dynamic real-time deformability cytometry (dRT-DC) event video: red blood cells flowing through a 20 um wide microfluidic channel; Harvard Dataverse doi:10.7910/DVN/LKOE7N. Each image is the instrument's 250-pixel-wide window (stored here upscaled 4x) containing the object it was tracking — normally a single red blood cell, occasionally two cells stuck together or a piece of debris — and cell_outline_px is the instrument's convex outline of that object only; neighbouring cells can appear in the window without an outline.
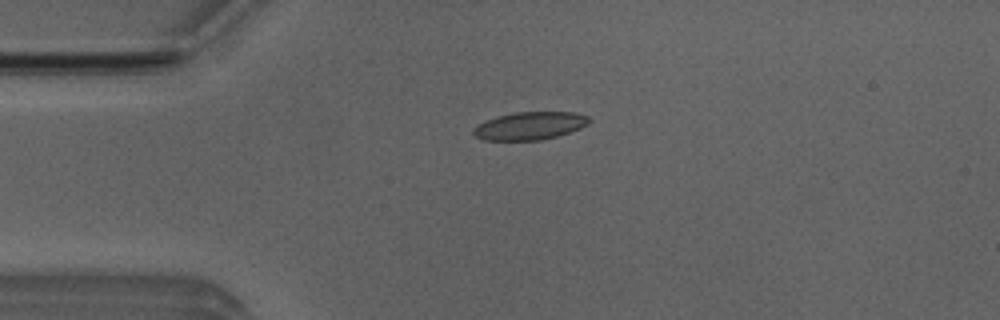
{"species": "Egyptian fruit bat (a non-hibernating species)", "species_latin": "Rousettus aegyptiacus", "temperature_condition": "room temperature", "stored_images_in_passage": 51, "camera_frame_rate_fps": 3000, "um_per_image_px": 0.085, "animal": {"sex": "male"}, "frame": {"image": 1, "passage_image": 12, "time_ms": 3.667, "image_size_px": [1000, 320], "cell_outline_px": [[592, 120], [588, 124], [580, 128], [556, 136], [540, 140], [484, 140], [476, 136], [472, 132], [476, 124], [496, 116], [516, 112], [576, 112], [588, 116]], "centroid_in_image_um": [45.03, 10.68], "position_along_channel_um": 40.0, "area_um2": 18.79}}
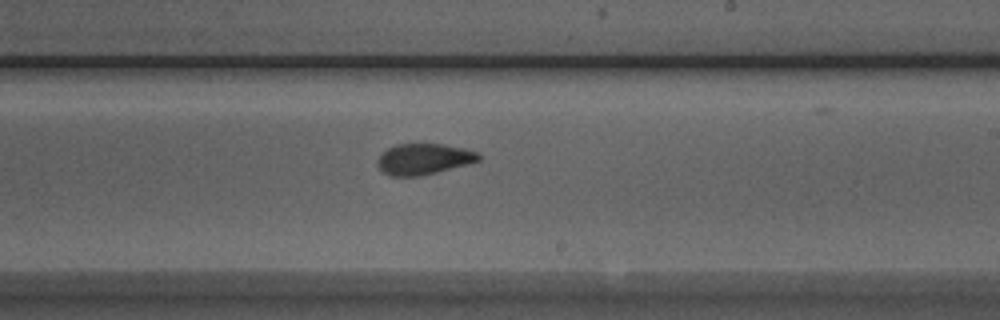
{"frame": {"image": 2, "passage_image": 30, "time_ms": 9.667, "image_size_px": [1000, 320], "cell_outline_px": [[480, 160], [468, 164], [420, 176], [388, 176], [376, 164], [376, 160], [388, 148], [396, 144], [444, 144], [464, 148], [476, 152], [480, 156]], "centroid_in_image_um": [36.0, 13.52], "position_along_channel_um": 253.0, "area_um2": 18.15}}
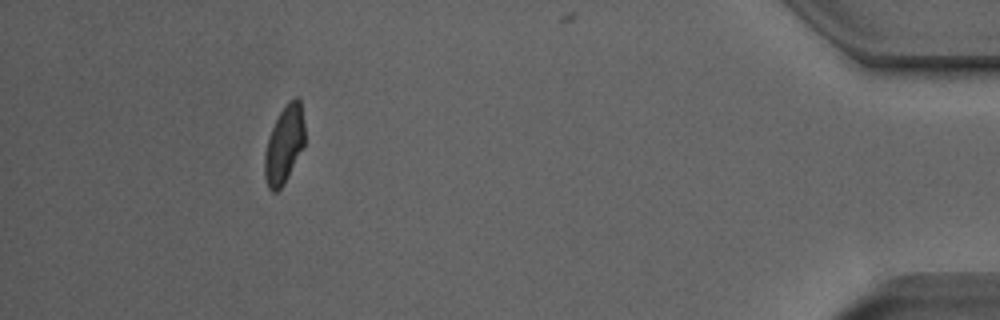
{"frame": {"image": 3, "passage_image": 47, "time_ms": 15.333, "image_size_px": [1000, 320], "cell_outline_px": [[304, 144], [284, 184], [276, 192], [272, 192], [268, 188], [264, 176], [264, 152], [272, 128], [280, 112], [288, 100], [296, 96], [300, 100], [304, 124]], "centroid_in_image_um": [24.14, 12.29], "position_along_channel_um": 411.1, "area_um2": 17.98}, "authors_computed_cell_mechanics": {"area_um2": 18.7272, "velocity_mm_per_s": 3.9517, "shape_relaxation_time_tau1_ms": 4.2389, "shape_relaxation_time_tau2_ms": 1.3159, "deformation_change_tau1": 0.1631, "deformation_change_tau2": 0.0759}}